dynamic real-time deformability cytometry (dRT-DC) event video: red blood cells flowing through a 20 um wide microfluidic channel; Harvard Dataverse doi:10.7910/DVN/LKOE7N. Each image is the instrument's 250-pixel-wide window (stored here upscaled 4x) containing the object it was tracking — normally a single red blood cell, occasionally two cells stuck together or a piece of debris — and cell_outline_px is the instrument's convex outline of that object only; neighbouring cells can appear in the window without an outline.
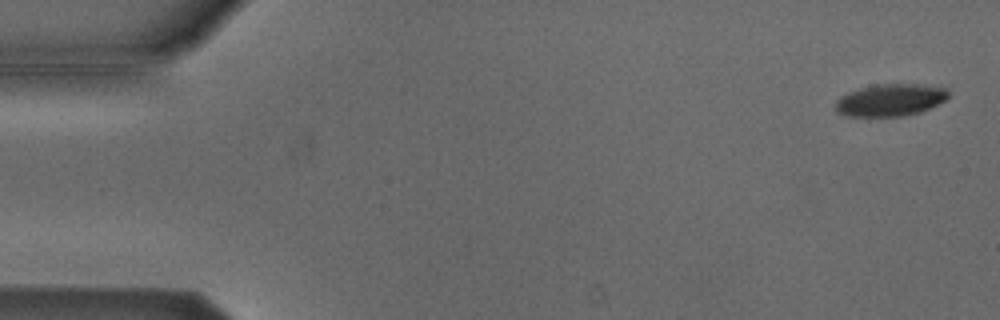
{"species": "Egyptian fruit bat (a non-hibernating species)", "species_latin": "Rousettus aegyptiacus", "temperature_condition": "cold", "stored_images_in_passage": 6, "segment_of_instrument_passage": [1, 2], "camera_frame_rate_fps": 3000, "um_per_image_px": 0.085, "animal": {"sex": "male"}, "frame": {"image": 1, "passage_image": 1, "time_ms": 0.0, "image_size_px": [1000, 320], "cell_outline_px": [[948, 96], [944, 100], [920, 112], [904, 116], [844, 116], [836, 112], [836, 100], [840, 96], [848, 92], [860, 88], [876, 84], [916, 84], [948, 88]], "centroid_in_image_um": [75.64, 8.5], "position_along_channel_um": 9.4, "area_um2": 21.1}}